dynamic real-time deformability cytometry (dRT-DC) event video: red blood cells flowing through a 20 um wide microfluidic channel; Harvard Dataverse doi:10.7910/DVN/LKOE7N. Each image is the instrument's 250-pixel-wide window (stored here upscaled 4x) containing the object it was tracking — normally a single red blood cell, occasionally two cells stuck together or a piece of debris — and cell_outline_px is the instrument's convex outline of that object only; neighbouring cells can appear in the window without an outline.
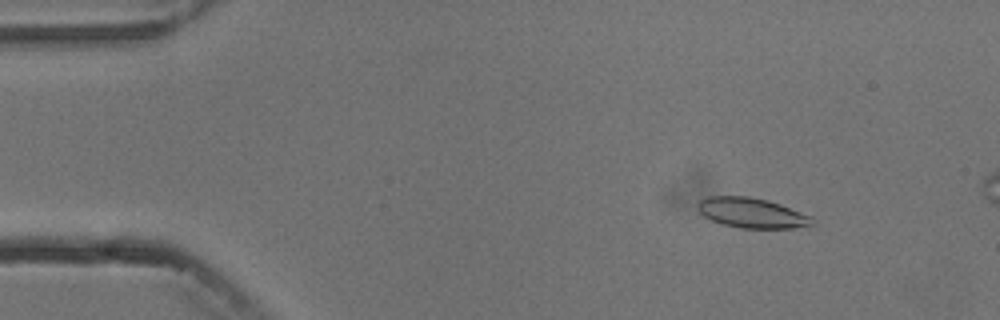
{"species": "common noctule bat (a hibernating species)", "species_latin": "Nyctalus noctula", "temperature_condition": "cold", "stored_images_in_passage": 4, "camera_frame_rate_fps": 3000, "um_per_image_px": 0.085, "animal": {"sex": "male", "body_mass_g": 13.3}, "frame": {"image": 1, "passage_image": 2, "time_ms": 1.333, "image_size_px": [1000, 320], "cell_outline_px": [[816, 224], [792, 228], [740, 228], [720, 224], [704, 216], [696, 208], [696, 204], [700, 200], [708, 196], [748, 196], [768, 200], [780, 204], [812, 216], [816, 220]], "centroid_in_image_um": [63.91, 18.1], "position_along_channel_um": 21.1, "area_um2": 20.29}}